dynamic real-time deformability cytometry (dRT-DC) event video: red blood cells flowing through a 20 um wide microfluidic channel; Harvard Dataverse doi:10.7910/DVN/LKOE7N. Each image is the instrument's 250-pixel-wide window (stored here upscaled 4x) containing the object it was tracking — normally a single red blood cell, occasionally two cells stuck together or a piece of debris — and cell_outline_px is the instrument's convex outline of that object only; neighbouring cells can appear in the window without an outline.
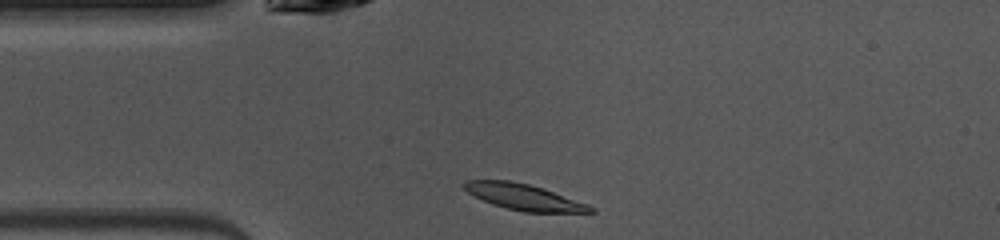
{"species": "common noctule bat (a hibernating species)", "species_latin": "Nyctalus noctula", "temperature_condition": "warm", "stored_images_in_passage": 38, "camera_frame_rate_fps": 3000, "um_per_image_px": 0.085, "animal": {"sex": "female", "body_mass_g": 10.0, "forearm_length_mm": 53.1}, "frame": {"image": 1, "passage_image": 1, "time_ms": 0.0, "image_size_px": [1000, 240], "cell_outline_px": [[596, 212], [524, 212], [492, 204], [468, 192], [460, 184], [464, 180], [512, 180], [544, 188], [588, 204], [596, 208]], "centroid_in_image_um": [44.54, 16.73], "position_along_channel_um": 40.5, "area_um2": 19.13}}
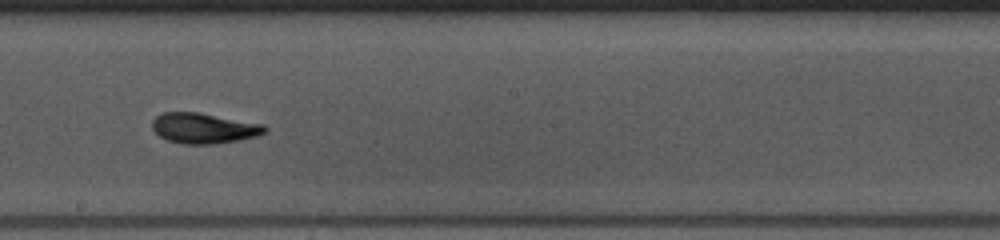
{"frame": {"image": 2, "passage_image": 16, "time_ms": 5.0, "image_size_px": [1000, 240], "cell_outline_px": [[268, 132], [256, 136], [240, 140], [216, 144], [180, 144], [168, 140], [160, 136], [152, 128], [152, 120], [156, 116], [164, 112], [200, 112], [264, 124], [268, 128]], "centroid_in_image_um": [17.36, 10.89], "position_along_channel_um": 230.8, "area_um2": 20.23}}
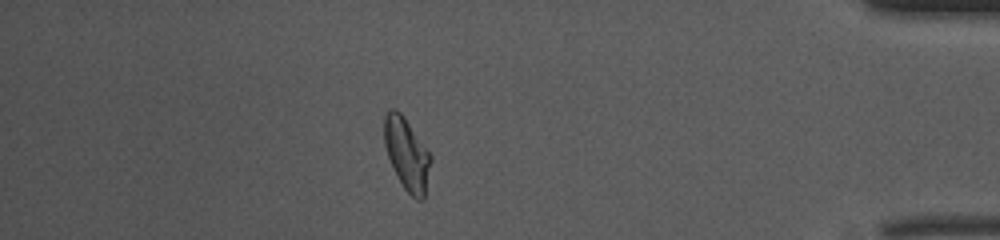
{"frame": {"image": 3, "passage_image": 32, "time_ms": 10.333, "image_size_px": [1000, 240], "cell_outline_px": [[432, 160], [424, 200], [416, 200], [404, 188], [388, 156], [384, 144], [384, 116], [388, 108], [396, 108], [404, 116], [432, 156]], "centroid_in_image_um": [34.59, 13.07], "position_along_channel_um": 400.6, "area_um2": 19.54}, "authors_computed_cell_mechanics": {"area_um2": 19.652, "velocity_mm_per_s": 4.0642, "shape_relaxation_time_tau1_ms": 3.8098, "shape_relaxation_time_tau2_ms": 1.8984, "deformation_change_tau1": 0.136, "deformation_change_tau2": 0.0467}}